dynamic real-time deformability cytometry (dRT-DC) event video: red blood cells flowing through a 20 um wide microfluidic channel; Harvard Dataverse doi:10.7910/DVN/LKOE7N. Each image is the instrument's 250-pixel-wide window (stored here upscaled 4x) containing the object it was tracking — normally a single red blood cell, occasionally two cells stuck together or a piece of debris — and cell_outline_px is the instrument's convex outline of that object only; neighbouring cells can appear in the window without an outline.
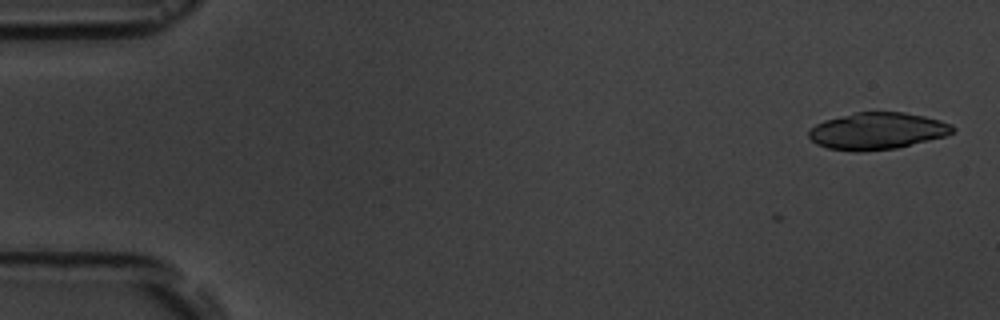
{"species": "common noctule bat (a hibernating species)", "species_latin": "Nyctalus noctula", "temperature_condition": "room temperature", "stored_images_in_passage": 5, "camera_frame_rate_fps": 3000, "um_per_image_px": 0.085, "animal": {"sex": "male", "body_mass_g": 19.5, "forearm_length_mm": 54.6}, "frame": {"image": 1, "passage_image": 2, "time_ms": 2.0, "image_size_px": [1000, 320], "cell_outline_px": [[956, 128], [952, 132], [944, 136], [896, 148], [860, 152], [852, 152], [828, 148], [816, 144], [808, 136], [808, 132], [816, 124], [824, 120], [856, 112], [904, 112], [924, 116], [940, 120], [952, 124]], "centroid_in_image_um": [74.55, 11.14], "position_along_channel_um": 10.5, "area_um2": 30.87}}